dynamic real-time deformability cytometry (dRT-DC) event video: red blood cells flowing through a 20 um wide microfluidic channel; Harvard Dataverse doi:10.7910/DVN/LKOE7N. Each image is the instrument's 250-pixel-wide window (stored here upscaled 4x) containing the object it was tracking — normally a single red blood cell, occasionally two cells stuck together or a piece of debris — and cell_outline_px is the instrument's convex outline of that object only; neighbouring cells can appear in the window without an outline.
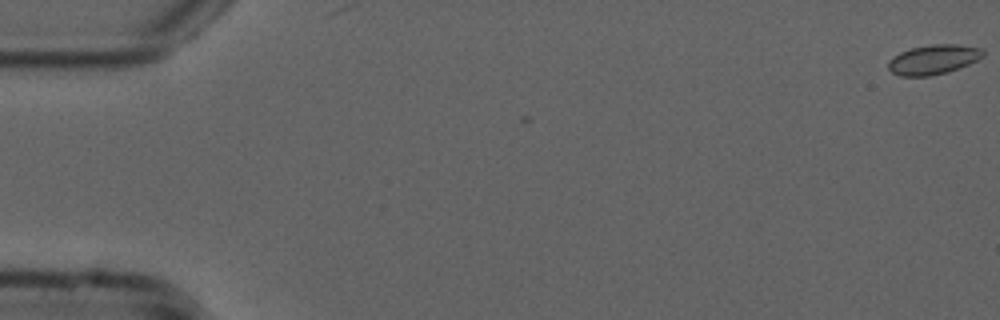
{"species": "common noctule bat (a hibernating species)", "species_latin": "Nyctalus noctula", "temperature_condition": "cold", "stored_images_in_passage": 3, "camera_frame_rate_fps": 3000, "um_per_image_px": 0.085, "animal": {"sex": "male", "forearm_length_mm": 52.5}, "frame": {"image": 1, "passage_image": 1, "time_ms": 0.0, "image_size_px": [1000, 320], "cell_outline_px": [[984, 56], [968, 64], [944, 72], [928, 76], [900, 76], [892, 72], [888, 68], [888, 60], [892, 56], [900, 52], [912, 48], [932, 44], [956, 44], [984, 48]], "centroid_in_image_um": [79.32, 5.04], "position_along_channel_um": 5.7, "area_um2": 16.24}}